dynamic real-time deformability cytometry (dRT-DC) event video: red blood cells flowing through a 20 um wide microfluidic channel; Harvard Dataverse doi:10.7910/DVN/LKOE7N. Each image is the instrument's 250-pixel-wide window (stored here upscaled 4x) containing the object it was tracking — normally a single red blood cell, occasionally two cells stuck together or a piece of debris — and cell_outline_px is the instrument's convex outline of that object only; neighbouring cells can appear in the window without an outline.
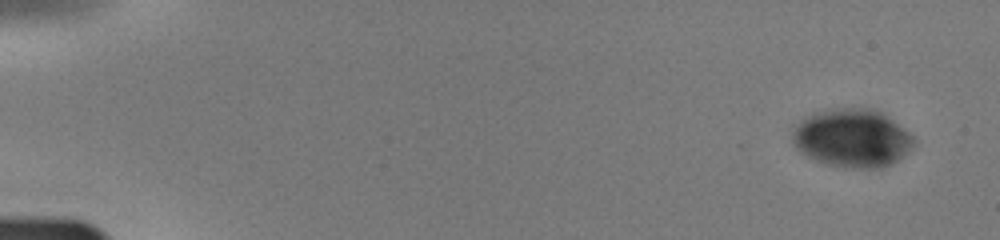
{"species": "human", "species_latin": "Homo sapiens", "temperature_condition": "warm", "stored_images_in_passage": 7, "camera_frame_rate_fps": 3000, "um_per_image_px": 0.085, "donor": {"sex": "male"}, "frame": {"image": 1, "passage_image": 1, "time_ms": 0.0, "image_size_px": [1000, 240], "cell_outline_px": [[916, 140], [912, 148], [908, 152], [892, 164], [884, 168], [844, 168], [828, 164], [816, 160], [800, 152], [796, 148], [792, 140], [792, 128], [800, 120], [812, 112], [832, 108], [872, 108], [880, 112], [892, 120], [908, 132]], "centroid_in_image_um": [72.4, 11.74], "position_along_channel_um": 12.6, "area_um2": 41.5}}
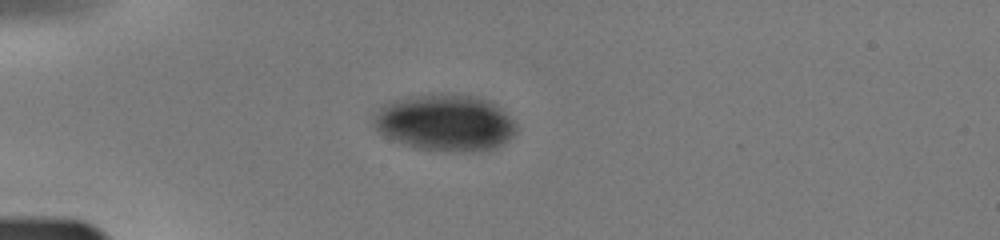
{"frame": {"image": 2, "passage_image": 6, "time_ms": 4.0, "image_size_px": [1000, 240], "cell_outline_px": [[516, 132], [504, 144], [496, 148], [476, 152], [460, 152], [416, 148], [392, 140], [384, 136], [372, 124], [372, 120], [380, 104], [392, 100], [408, 96], [480, 96], [496, 104], [516, 124]], "centroid_in_image_um": [37.82, 10.46], "position_along_channel_um": 47.2, "area_um2": 46.93}}